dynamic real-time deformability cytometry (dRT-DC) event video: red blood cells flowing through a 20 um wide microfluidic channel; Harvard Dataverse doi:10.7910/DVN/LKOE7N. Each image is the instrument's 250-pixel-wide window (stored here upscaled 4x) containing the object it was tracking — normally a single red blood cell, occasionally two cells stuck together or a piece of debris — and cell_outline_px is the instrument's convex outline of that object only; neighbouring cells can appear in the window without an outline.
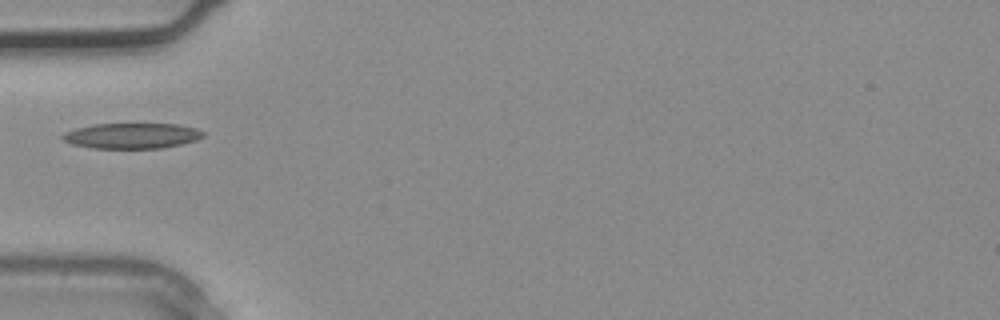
{"species": "common noctule bat (a hibernating species)", "species_latin": "Nyctalus noctula", "temperature_condition": "warm", "stored_images_in_passage": 1, "camera_frame_rate_fps": 3000, "um_per_image_px": 0.085, "animal": {"sex": "male", "body_mass_g": 20.4}, "frame": {"image": 1, "passage_image": 1, "time_ms": 0.0, "image_size_px": [1000, 320], "cell_outline_px": [[204, 136], [196, 140], [180, 144], [160, 148], [92, 148], [72, 144], [64, 140], [60, 136], [64, 132], [76, 128], [96, 124], [176, 124], [196, 128], [204, 132]], "centroid_in_image_um": [11.2, 11.54], "position_along_channel_um": 73.8, "area_um2": 20.75}}